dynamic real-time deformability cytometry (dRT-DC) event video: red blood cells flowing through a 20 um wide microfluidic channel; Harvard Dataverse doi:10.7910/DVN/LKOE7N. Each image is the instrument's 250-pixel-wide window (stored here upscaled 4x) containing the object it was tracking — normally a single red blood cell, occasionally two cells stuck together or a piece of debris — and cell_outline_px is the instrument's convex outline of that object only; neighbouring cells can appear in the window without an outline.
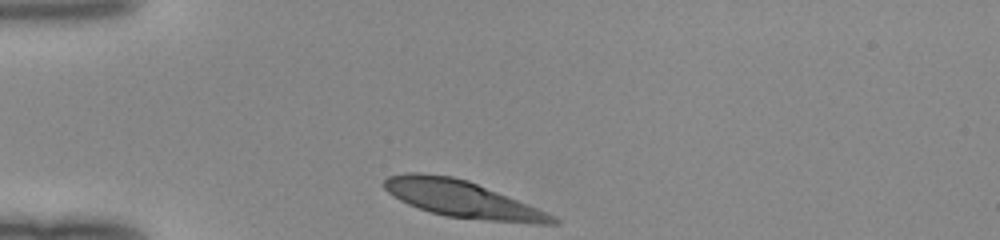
{"species": "human", "species_latin": "Homo sapiens", "temperature_condition": "room temperature", "stored_images_in_passage": 28, "camera_frame_rate_fps": 3000, "um_per_image_px": 0.085, "donor": {"sex": "female"}, "frame": {"image": 1, "passage_image": 1, "time_ms": 0.0, "image_size_px": [1000, 240], "cell_outline_px": [[560, 224], [532, 224], [444, 216], [408, 204], [400, 200], [388, 192], [384, 188], [384, 180], [388, 176], [408, 172], [420, 172], [452, 176], [468, 180], [548, 212], [556, 216], [560, 220]], "centroid_in_image_um": [39.32, 16.93], "position_along_channel_um": 45.7, "area_um2": 36.01}}
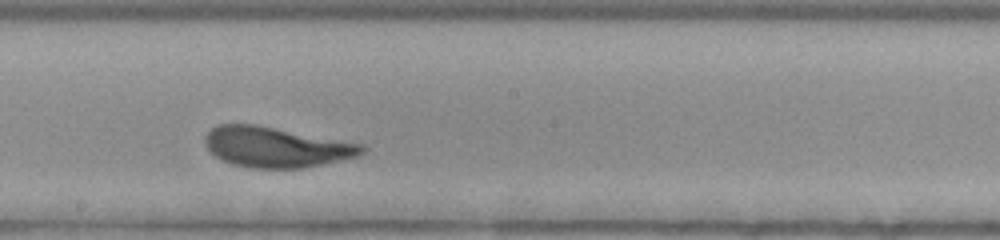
{"frame": {"image": 2, "passage_image": 16, "time_ms": 5.0, "image_size_px": [1000, 240], "cell_outline_px": [[368, 148], [364, 152], [356, 156], [304, 168], [248, 168], [232, 164], [216, 156], [208, 148], [204, 140], [204, 136], [216, 124], [256, 124], [364, 144]], "centroid_in_image_um": [23.47, 12.49], "position_along_channel_um": 224.7, "area_um2": 36.82}}
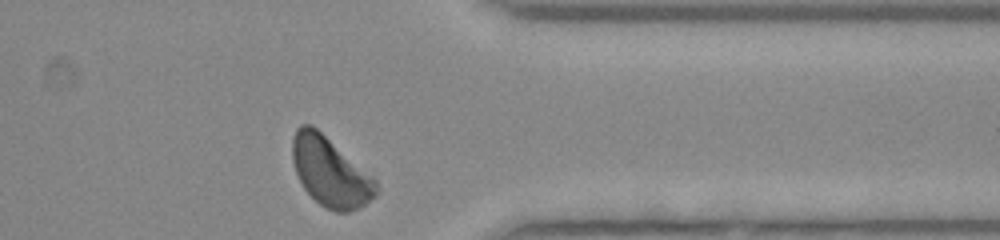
{"frame": {"image": 3, "passage_image": 28, "time_ms": 9.0, "image_size_px": [1000, 240], "cell_outline_px": [[380, 192], [376, 196], [360, 208], [348, 212], [336, 212], [324, 208], [304, 188], [296, 172], [292, 160], [292, 140], [296, 128], [300, 124], [312, 124], [372, 176], [376, 180], [380, 188]], "centroid_in_image_um": [28.09, 14.62], "position_along_channel_um": 383.3, "area_um2": 33.81}}